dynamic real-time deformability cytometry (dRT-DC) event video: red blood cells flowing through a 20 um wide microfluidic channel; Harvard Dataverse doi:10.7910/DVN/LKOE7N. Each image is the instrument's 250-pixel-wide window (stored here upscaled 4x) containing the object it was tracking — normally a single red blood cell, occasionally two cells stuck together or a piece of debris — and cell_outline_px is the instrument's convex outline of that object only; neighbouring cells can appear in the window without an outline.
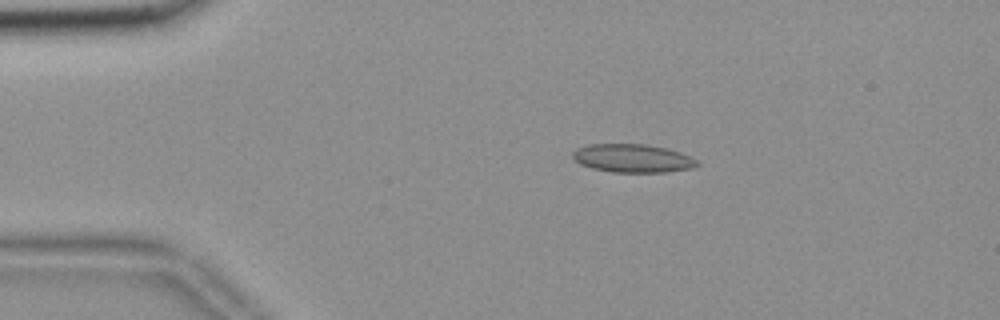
{"species": "common noctule bat (a hibernating species)", "species_latin": "Nyctalus noctula", "temperature_condition": "room temperature", "stored_images_in_passage": 29, "camera_frame_rate_fps": 3000, "um_per_image_px": 0.085, "animal": {"sex": "female", "body_mass_g": 18.4}, "frame": {"image": 1, "passage_image": 2, "time_ms": 0.333, "image_size_px": [1000, 320], "cell_outline_px": [[700, 164], [692, 168], [668, 172], [612, 172], [592, 168], [580, 164], [572, 156], [572, 152], [576, 148], [588, 144], [644, 144], [664, 148], [680, 152], [700, 160]], "centroid_in_image_um": [53.79, 13.45], "position_along_channel_um": 31.2, "area_um2": 20.63}}
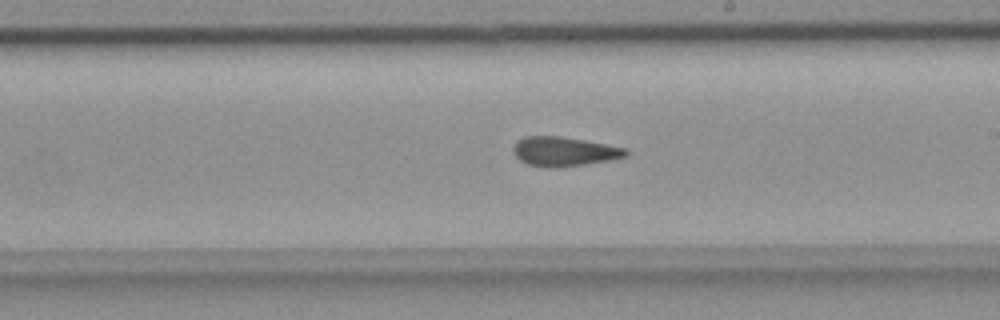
{"frame": {"image": 2, "passage_image": 23, "time_ms": 7.333, "image_size_px": [1000, 320], "cell_outline_px": [[632, 152], [628, 156], [612, 160], [556, 168], [548, 168], [528, 164], [520, 160], [516, 156], [512, 148], [524, 136], [556, 136], [584, 140], [628, 148]], "centroid_in_image_um": [48.02, 12.89], "position_along_channel_um": 241.0, "area_um2": 19.31}}
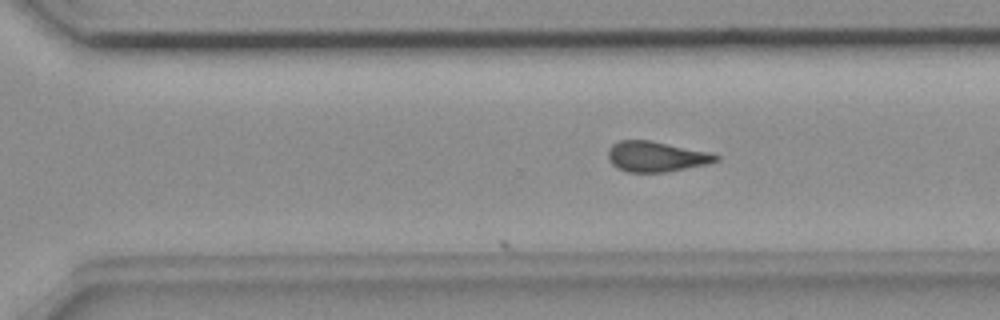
{"frame": {"image": 3, "passage_image": 29, "time_ms": 9.333, "image_size_px": [1000, 320], "cell_outline_px": [[720, 160], [708, 164], [668, 172], [628, 172], [612, 164], [608, 160], [608, 148], [612, 144], [620, 140], [648, 140], [712, 152], [720, 156]], "centroid_in_image_um": [55.81, 13.31], "position_along_channel_um": 314.8, "area_um2": 19.25}}